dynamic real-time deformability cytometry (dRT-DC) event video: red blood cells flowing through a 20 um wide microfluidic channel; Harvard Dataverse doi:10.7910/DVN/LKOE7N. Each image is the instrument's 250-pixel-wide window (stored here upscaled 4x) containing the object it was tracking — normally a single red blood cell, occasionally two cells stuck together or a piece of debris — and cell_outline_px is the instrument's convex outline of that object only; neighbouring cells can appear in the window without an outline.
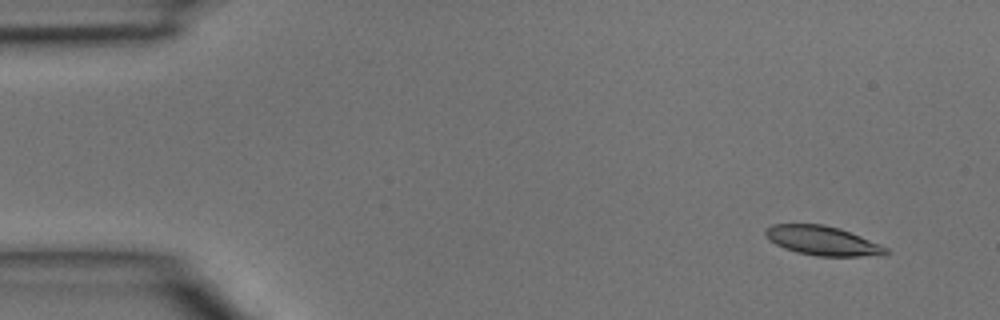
{"species": "common noctule bat (a hibernating species)", "species_latin": "Nyctalus noctula", "temperature_condition": "room temperature", "stored_images_in_passage": 4, "camera_frame_rate_fps": 3000, "um_per_image_px": 0.085, "animal": {"sex": "male", "body_mass_g": 15.6}, "frame": {"image": 1, "passage_image": 1, "time_ms": 0.0, "image_size_px": [1000, 320], "cell_outline_px": [[892, 252], [884, 256], [816, 256], [796, 252], [784, 248], [776, 244], [764, 232], [764, 228], [772, 224], [824, 224], [840, 228], [880, 244], [888, 248]], "centroid_in_image_um": [69.97, 20.47], "position_along_channel_um": 15.0, "area_um2": 20.69}}